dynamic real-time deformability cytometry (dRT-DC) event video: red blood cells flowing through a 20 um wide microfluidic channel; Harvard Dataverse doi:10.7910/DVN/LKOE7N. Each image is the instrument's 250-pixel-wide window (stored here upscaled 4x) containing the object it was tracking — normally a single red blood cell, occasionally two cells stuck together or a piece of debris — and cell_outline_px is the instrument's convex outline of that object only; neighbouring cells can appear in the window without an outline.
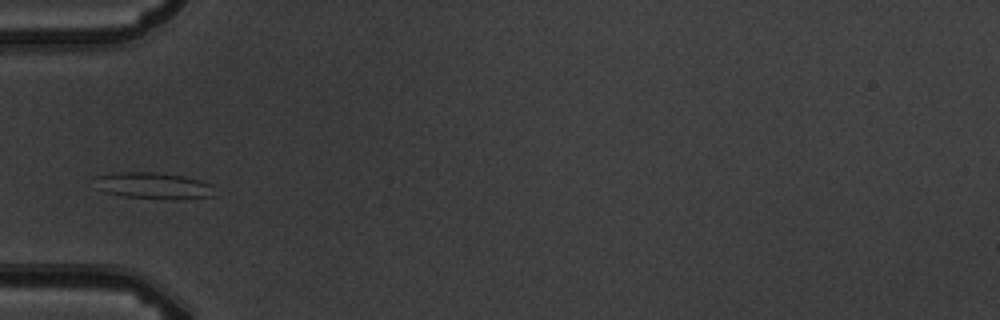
{"species": "common noctule bat (a hibernating species)", "species_latin": "Nyctalus noctula", "temperature_condition": "warm", "stored_images_in_passage": 1, "camera_frame_rate_fps": 3000, "um_per_image_px": 0.085, "animal": {"sex": "male", "body_mass_g": 19.5, "forearm_length_mm": 54.6}, "frame": {"image": 1, "passage_image": 1, "time_ms": 0.0, "image_size_px": [1000, 320], "cell_outline_px": [[216, 196], [180, 200], [164, 200], [124, 196], [104, 192], [96, 188], [92, 176], [116, 172], [156, 172], [184, 176], [200, 180], [212, 184]], "centroid_in_image_um": [13.04, 15.79], "position_along_channel_um": 72.0, "area_um2": 19.19}}